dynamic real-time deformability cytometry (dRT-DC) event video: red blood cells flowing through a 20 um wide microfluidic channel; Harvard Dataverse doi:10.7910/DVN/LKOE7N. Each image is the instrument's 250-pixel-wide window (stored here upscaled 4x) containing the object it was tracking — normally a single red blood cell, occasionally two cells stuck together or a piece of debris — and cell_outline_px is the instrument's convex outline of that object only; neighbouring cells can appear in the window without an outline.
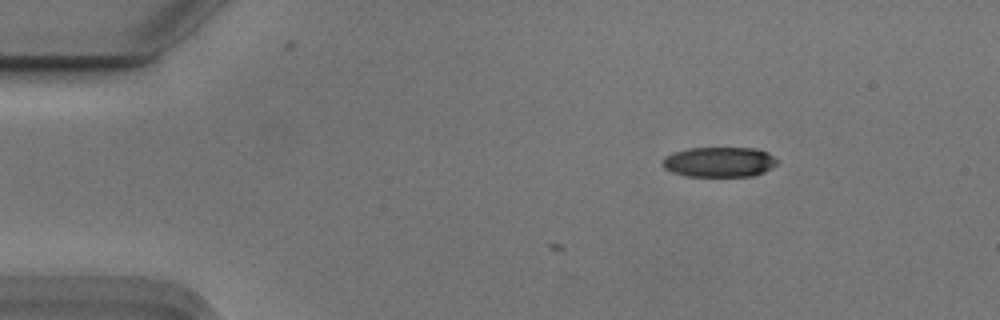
{"species": "Egyptian fruit bat (a non-hibernating species)", "species_latin": "Rousettus aegyptiacus", "temperature_condition": "cold", "stored_images_in_passage": 5, "camera_frame_rate_fps": 3000, "um_per_image_px": 0.085, "animal": {"sex": "male"}, "frame": {"image": 1, "passage_image": 1, "time_ms": 0.0, "image_size_px": [1000, 320], "cell_outline_px": [[776, 164], [772, 168], [764, 172], [752, 176], [684, 176], [672, 172], [664, 168], [660, 164], [664, 156], [672, 152], [688, 148], [756, 148], [768, 152], [776, 160]], "centroid_in_image_um": [61.09, 13.77], "position_along_channel_um": 23.9, "area_um2": 20.29}}